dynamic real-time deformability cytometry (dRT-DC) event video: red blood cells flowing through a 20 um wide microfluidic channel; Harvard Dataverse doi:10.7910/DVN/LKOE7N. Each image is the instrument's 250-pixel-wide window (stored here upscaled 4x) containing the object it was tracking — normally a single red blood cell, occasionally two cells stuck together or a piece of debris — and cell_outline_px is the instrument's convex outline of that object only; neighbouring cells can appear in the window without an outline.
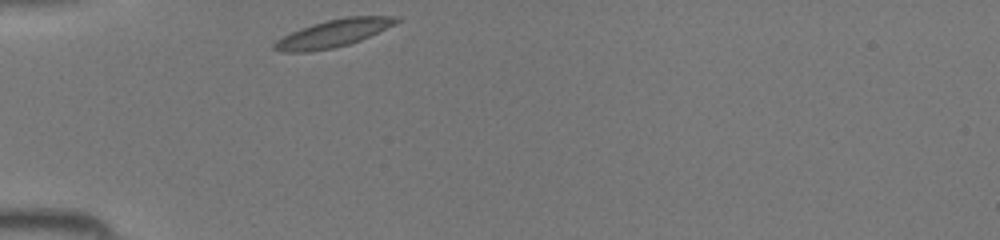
{"species": "common noctule bat (a hibernating species)", "species_latin": "Nyctalus noctula", "temperature_condition": "room temperature", "stored_images_in_passage": 25, "camera_frame_rate_fps": 3000, "um_per_image_px": 0.085, "animal": {"sex": "female", "body_mass_g": 19.5, "forearm_length_mm": 54.1}, "frame": {"image": 1, "passage_image": 1, "time_ms": 0.0, "image_size_px": [1000, 240], "cell_outline_px": [[404, 20], [360, 40], [348, 44], [332, 48], [308, 52], [280, 52], [272, 48], [272, 44], [276, 40], [300, 28], [312, 24], [344, 16], [400, 16]], "centroid_in_image_um": [28.35, 2.82], "position_along_channel_um": 56.7, "area_um2": 19.59}}
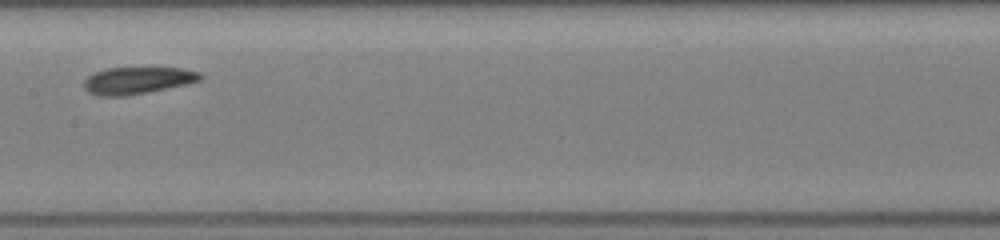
{"frame": {"image": 2, "passage_image": 11, "time_ms": 3.333, "image_size_px": [1000, 240], "cell_outline_px": [[204, 76], [200, 80], [188, 84], [128, 96], [100, 96], [88, 92], [84, 88], [84, 80], [88, 76], [96, 72], [108, 68], [180, 68], [200, 72]], "centroid_in_image_um": [11.7, 6.84], "position_along_channel_um": 195.7, "area_um2": 18.32}}
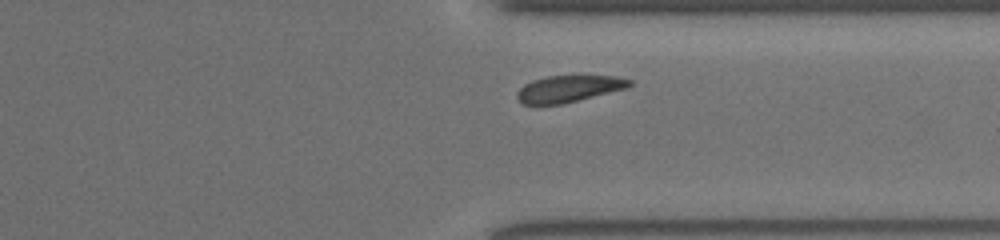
{"frame": {"image": 3, "passage_image": 22, "time_ms": 7.0, "image_size_px": [1000, 240], "cell_outline_px": [[632, 84], [628, 88], [560, 104], [520, 104], [516, 96], [516, 92], [524, 84], [532, 80], [548, 76], [580, 72], [620, 76], [632, 80]], "centroid_in_image_um": [48.41, 7.47], "position_along_channel_um": 363.0, "area_um2": 18.5}}